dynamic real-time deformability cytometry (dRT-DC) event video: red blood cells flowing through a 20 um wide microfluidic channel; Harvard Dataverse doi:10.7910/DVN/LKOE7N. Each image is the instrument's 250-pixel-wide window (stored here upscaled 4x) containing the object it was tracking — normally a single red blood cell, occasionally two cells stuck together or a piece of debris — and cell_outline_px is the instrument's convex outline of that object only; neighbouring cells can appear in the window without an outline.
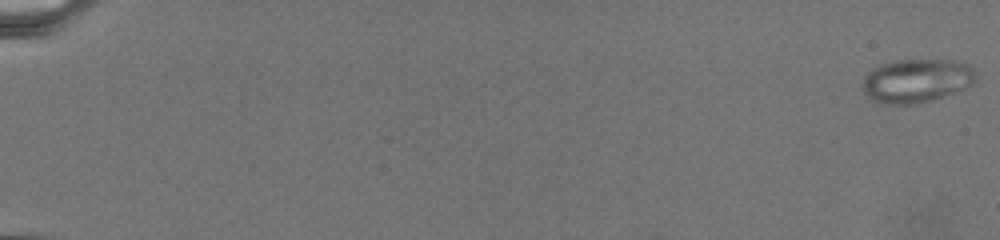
{"species": "common noctule bat (a hibernating species)", "species_latin": "Nyctalus noctula", "temperature_condition": "warm", "stored_images_in_passage": 56, "camera_frame_rate_fps": 3000, "um_per_image_px": 0.085, "animal": {"sex": "female", "body_mass_g": 19.5, "forearm_length_mm": 54.1}, "frame": {"image": 1, "passage_image": 1, "time_ms": 0.0, "image_size_px": [1000, 240], "cell_outline_px": [[976, 80], [972, 84], [964, 88], [932, 100], [912, 104], [884, 104], [872, 100], [864, 92], [860, 84], [864, 76], [872, 68], [880, 64], [896, 60], [960, 60], [968, 64], [972, 68]], "centroid_in_image_um": [77.86, 6.85], "position_along_channel_um": 7.1, "area_um2": 28.96}}
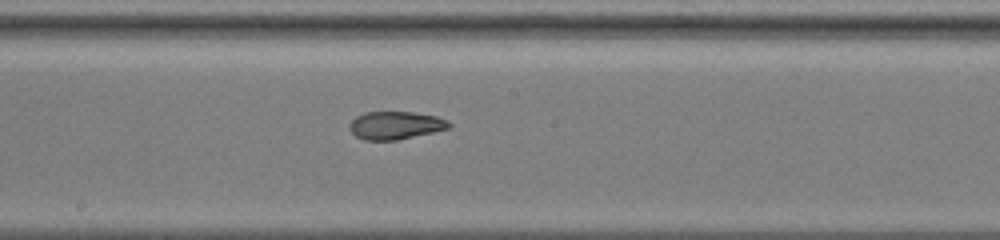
{"frame": {"image": 2, "passage_image": 33, "time_ms": 14.667, "image_size_px": [1000, 240], "cell_outline_px": [[452, 124], [448, 128], [432, 132], [396, 140], [364, 140], [356, 136], [348, 128], [348, 124], [356, 116], [364, 112], [412, 112], [436, 116], [448, 120]], "centroid_in_image_um": [33.58, 10.65], "position_along_channel_um": 214.6, "area_um2": 16.13}}
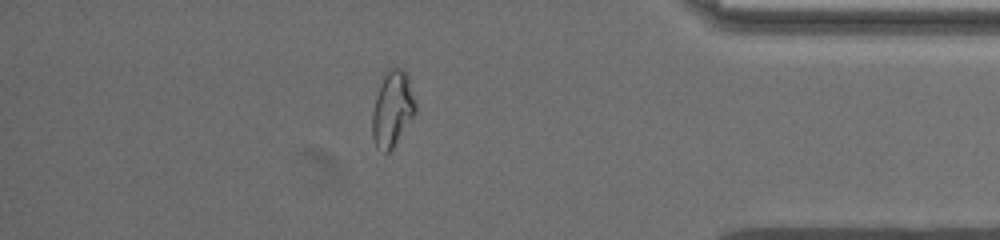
{"frame": {"image": 3, "passage_image": 49, "time_ms": 22.0, "image_size_px": [1000, 240], "cell_outline_px": [[416, 112], [392, 148], [388, 152], [384, 152], [376, 148], [372, 136], [372, 112], [376, 96], [380, 84], [388, 68], [404, 68], [408, 76], [416, 100]], "centroid_in_image_um": [33.36, 9.24], "position_along_channel_um": 401.8, "area_um2": 19.02}}